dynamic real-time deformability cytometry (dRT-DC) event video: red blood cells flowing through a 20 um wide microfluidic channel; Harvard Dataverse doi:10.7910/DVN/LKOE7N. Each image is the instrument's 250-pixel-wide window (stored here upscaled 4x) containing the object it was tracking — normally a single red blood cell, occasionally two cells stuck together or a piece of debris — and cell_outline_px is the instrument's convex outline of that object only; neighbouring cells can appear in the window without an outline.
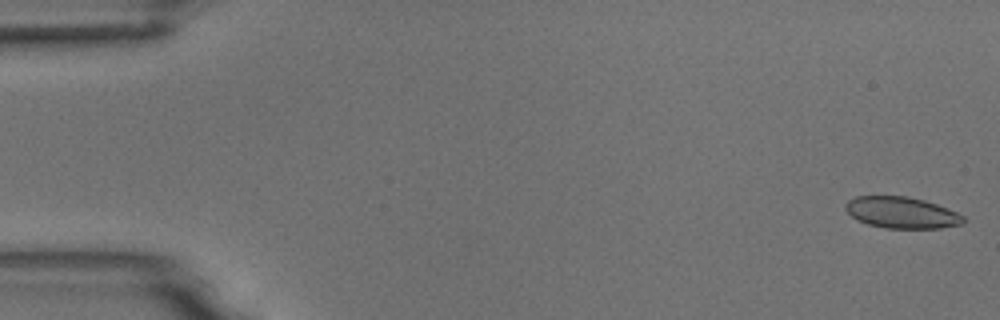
{"species": "common noctule bat (a hibernating species)", "species_latin": "Nyctalus noctula", "temperature_condition": "room temperature", "stored_images_in_passage": 55, "segment_of_instrument_passage": [1, 2], "camera_frame_rate_fps": 3000, "um_per_image_px": 0.085, "animal": {"sex": "male", "body_mass_g": 18.8}, "frame": {"image": 1, "passage_image": 1, "time_ms": 0.0, "image_size_px": [1000, 320], "cell_outline_px": [[968, 220], [960, 224], [940, 228], [884, 228], [868, 224], [856, 220], [844, 208], [844, 204], [848, 200], [856, 196], [908, 196], [924, 200], [936, 204], [956, 212], [964, 216]], "centroid_in_image_um": [76.62, 18.07], "position_along_channel_um": 8.4, "area_um2": 21.62}}
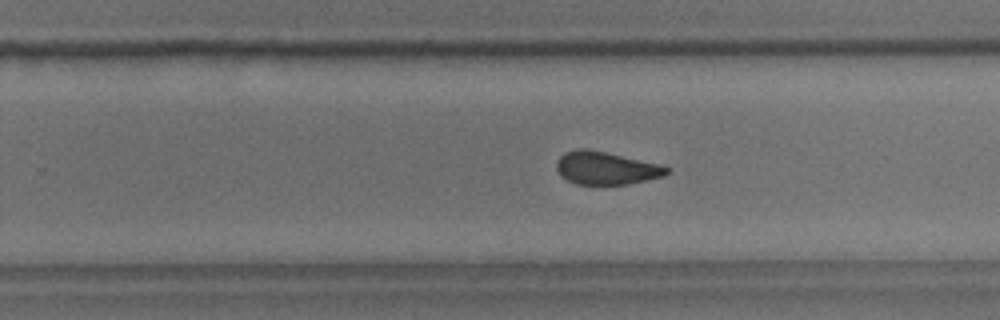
{"frame": {"image": 2, "passage_image": 34, "time_ms": 11.0, "image_size_px": [1000, 320], "cell_outline_px": [[672, 172], [664, 176], [628, 184], [576, 184], [560, 176], [556, 168], [556, 160], [564, 152], [576, 148], [588, 148], [660, 164], [668, 168]], "centroid_in_image_um": [51.49, 14.27], "position_along_channel_um": 278.3, "area_um2": 21.27}}
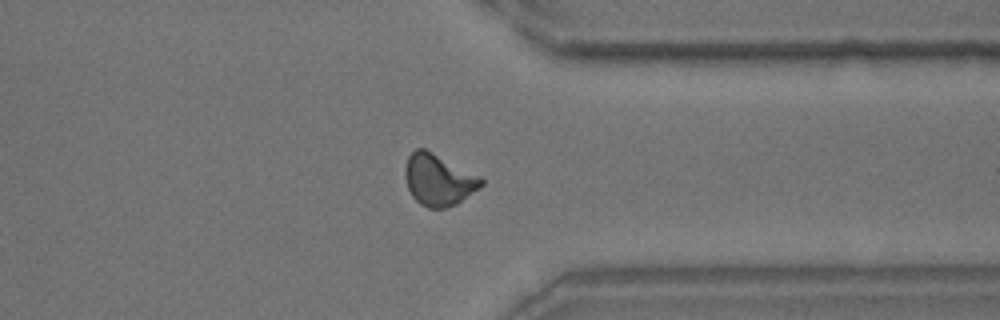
{"frame": {"image": 3, "passage_image": 42, "time_ms": 13.667, "image_size_px": [1000, 320], "cell_outline_px": [[484, 184], [480, 188], [456, 204], [448, 208], [428, 208], [420, 204], [412, 196], [408, 188], [404, 176], [404, 168], [408, 156], [416, 148], [424, 148], [480, 176], [484, 180]], "centroid_in_image_um": [37.26, 15.29], "position_along_channel_um": 374.1, "area_um2": 22.89}}